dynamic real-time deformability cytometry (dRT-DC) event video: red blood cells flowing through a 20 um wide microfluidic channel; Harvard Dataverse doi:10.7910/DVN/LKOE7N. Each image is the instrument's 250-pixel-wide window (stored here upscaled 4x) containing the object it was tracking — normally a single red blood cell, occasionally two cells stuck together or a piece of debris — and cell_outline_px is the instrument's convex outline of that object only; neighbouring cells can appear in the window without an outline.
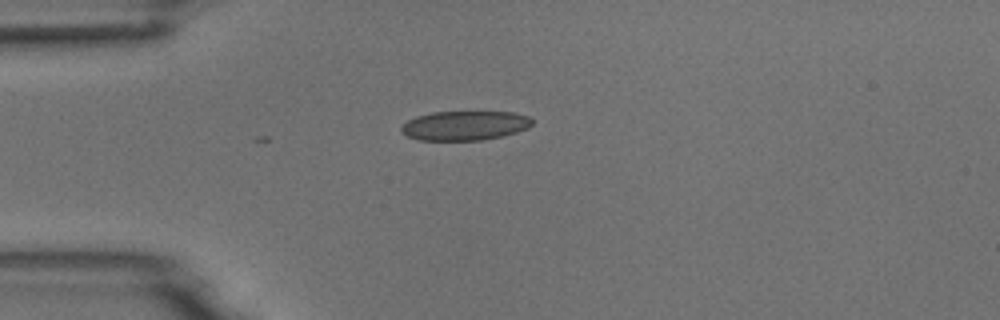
{"species": "common noctule bat (a hibernating species)", "species_latin": "Nyctalus noctula", "temperature_condition": "room temperature", "stored_images_in_passage": 2, "camera_frame_rate_fps": 3000, "um_per_image_px": 0.085, "animal": {"sex": "male", "body_mass_g": 18.8}, "frame": {"image": 1, "passage_image": 2, "time_ms": 0.333, "image_size_px": [1000, 320], "cell_outline_px": [[532, 124], [528, 128], [504, 136], [484, 140], [416, 140], [400, 132], [400, 128], [408, 120], [416, 116], [432, 112], [512, 112], [528, 116], [532, 120]], "centroid_in_image_um": [39.49, 10.68], "position_along_channel_um": 45.5, "area_um2": 22.48}}